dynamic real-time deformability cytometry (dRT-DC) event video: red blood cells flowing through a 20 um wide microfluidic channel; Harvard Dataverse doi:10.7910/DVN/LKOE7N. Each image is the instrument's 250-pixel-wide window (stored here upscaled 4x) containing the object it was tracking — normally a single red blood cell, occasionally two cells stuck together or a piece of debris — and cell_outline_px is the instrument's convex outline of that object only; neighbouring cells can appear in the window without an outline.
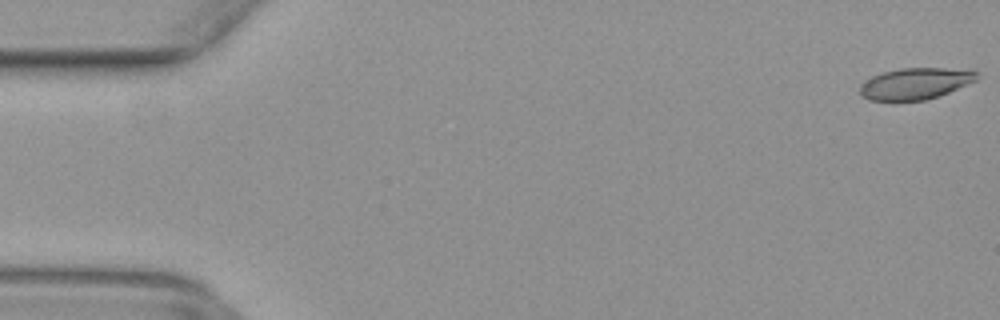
{"species": "common noctule bat (a hibernating species)", "species_latin": "Nyctalus noctula", "temperature_condition": "warm", "stored_images_in_passage": 47, "camera_frame_rate_fps": 3000, "um_per_image_px": 0.085, "animal": {"sex": "female", "body_mass_g": 29.2, "forearm_length_mm": 56.3}, "frame": {"image": 1, "passage_image": 1, "time_ms": 0.0, "image_size_px": [1000, 320], "cell_outline_px": [[976, 80], [968, 84], [948, 92], [924, 100], [868, 100], [860, 92], [860, 84], [864, 80], [880, 72], [900, 68], [944, 68], [976, 72]], "centroid_in_image_um": [77.72, 7.1], "position_along_channel_um": 7.3, "area_um2": 21.04}}
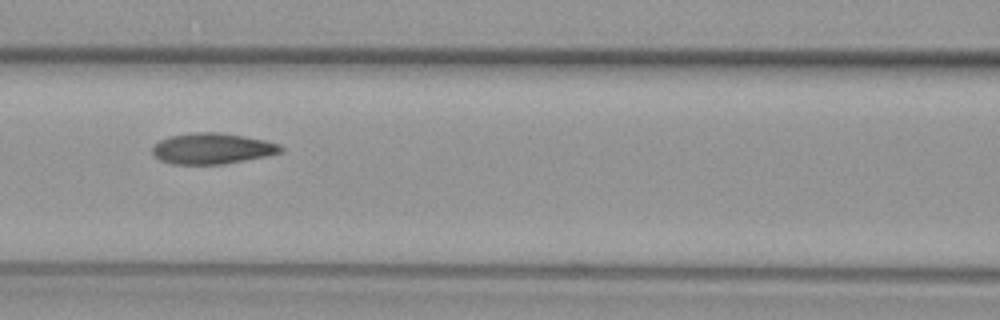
{"frame": {"image": 2, "passage_image": 22, "time_ms": 7.0, "image_size_px": [1000, 320], "cell_outline_px": [[284, 152], [268, 156], [224, 164], [172, 164], [160, 160], [152, 152], [152, 148], [160, 140], [168, 136], [192, 132], [216, 132], [244, 136], [264, 140], [280, 144], [284, 148]], "centroid_in_image_um": [18.07, 12.62], "position_along_channel_um": 148.5, "area_um2": 23.24}}
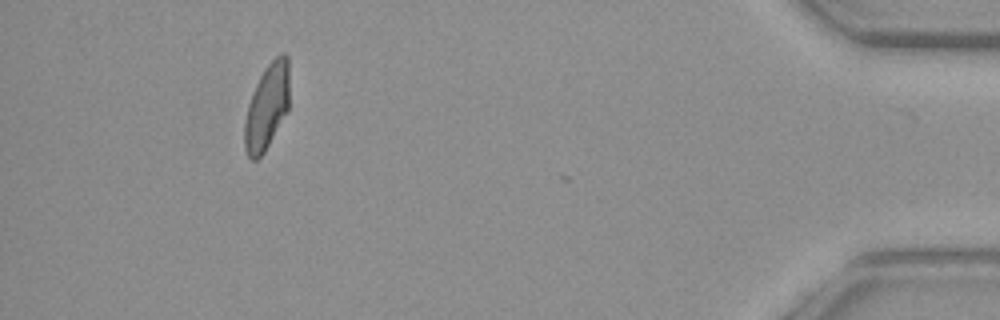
{"frame": {"image": 3, "passage_image": 46, "time_ms": 15.0, "image_size_px": [1000, 320], "cell_outline_px": [[288, 112], [264, 152], [256, 160], [252, 160], [248, 156], [244, 148], [244, 124], [248, 104], [252, 92], [264, 68], [280, 52], [284, 52], [288, 56]], "centroid_in_image_um": [22.68, 9.07], "position_along_channel_um": 412.5, "area_um2": 22.43}}